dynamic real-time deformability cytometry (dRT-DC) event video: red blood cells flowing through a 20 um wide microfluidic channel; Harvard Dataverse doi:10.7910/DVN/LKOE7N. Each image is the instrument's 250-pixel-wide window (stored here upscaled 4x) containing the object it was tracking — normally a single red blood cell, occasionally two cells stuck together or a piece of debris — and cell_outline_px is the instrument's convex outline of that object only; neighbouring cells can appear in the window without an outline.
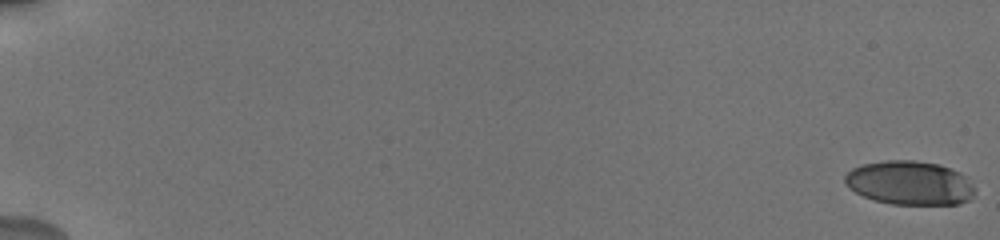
{"species": "human", "species_latin": "Homo sapiens", "temperature_condition": "cold", "stored_images_in_passage": 18, "camera_frame_rate_fps": 3000, "um_per_image_px": 0.085, "donor": {"sex": "male"}, "frame": {"image": 1, "passage_image": 1, "time_ms": 0.0, "image_size_px": [1000, 240], "cell_outline_px": [[976, 188], [972, 196], [968, 200], [960, 204], [892, 204], [876, 200], [864, 196], [848, 188], [844, 180], [844, 176], [852, 168], [864, 164], [884, 160], [912, 160], [940, 164], [960, 172]], "centroid_in_image_um": [77.33, 15.54], "position_along_channel_um": 7.7, "area_um2": 33.23}}
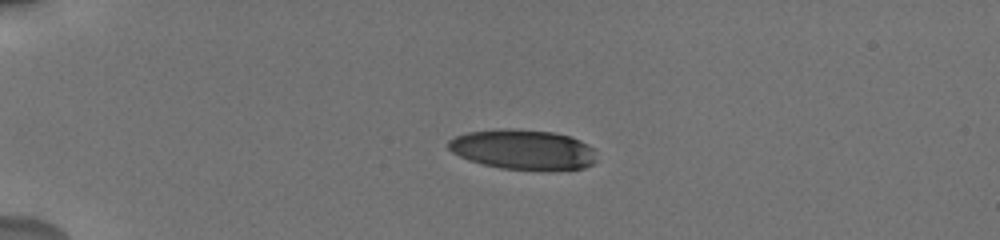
{"frame": {"image": 2, "passage_image": 11, "time_ms": 5.0, "image_size_px": [1000, 240], "cell_outline_px": [[596, 160], [592, 164], [584, 168], [544, 172], [500, 168], [468, 160], [452, 152], [448, 148], [448, 140], [456, 136], [468, 132], [500, 128], [512, 128], [552, 132], [568, 136], [580, 140], [588, 144], [592, 148]], "centroid_in_image_um": [44.47, 12.73], "position_along_channel_um": 40.5, "area_um2": 35.08}}
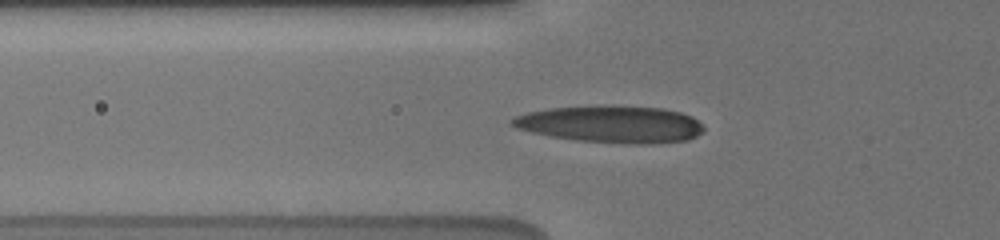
{"frame": {"image": 3, "passage_image": 16, "time_ms": 7.333, "image_size_px": [1000, 240], "cell_outline_px": [[704, 132], [688, 140], [652, 144], [628, 144], [576, 140], [552, 136], [532, 132], [516, 128], [508, 124], [508, 120], [516, 116], [528, 112], [548, 108], [608, 104], [664, 108], [680, 112], [692, 116], [704, 124]], "centroid_in_image_um": [51.96, 10.54], "position_along_channel_um": 73.8, "area_um2": 42.14}}